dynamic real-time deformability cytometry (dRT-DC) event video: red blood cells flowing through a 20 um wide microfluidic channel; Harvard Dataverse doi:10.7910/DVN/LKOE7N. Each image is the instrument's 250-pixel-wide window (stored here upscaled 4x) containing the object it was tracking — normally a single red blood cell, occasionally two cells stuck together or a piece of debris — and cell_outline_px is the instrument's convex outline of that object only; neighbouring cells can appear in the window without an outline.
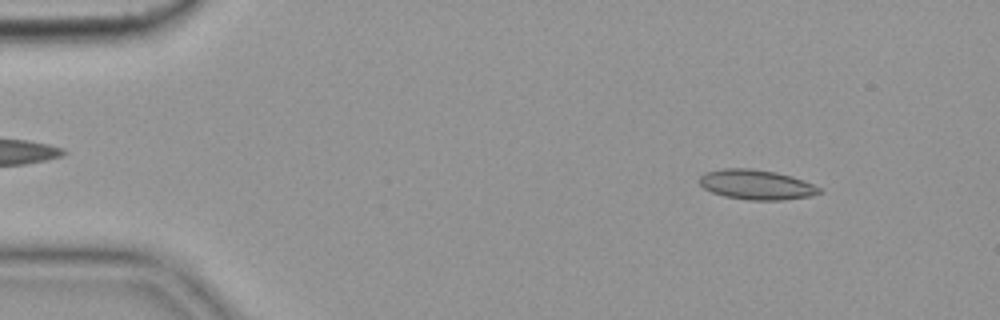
{"species": "common noctule bat (a hibernating species)", "species_latin": "Nyctalus noctula", "temperature_condition": "cold", "stored_images_in_passage": 54, "camera_frame_rate_fps": 3000, "um_per_image_px": 0.085, "animal": {"sex": "female", "body_mass_g": 19.9}, "frame": {"image": 1, "passage_image": 6, "time_ms": 1.667, "image_size_px": [1000, 320], "cell_outline_px": [[824, 192], [812, 196], [780, 200], [748, 200], [724, 196], [712, 192], [704, 188], [696, 180], [704, 172], [724, 168], [748, 168], [776, 172], [792, 176], [812, 184], [820, 188]], "centroid_in_image_um": [64.27, 15.69], "position_along_channel_um": 20.7, "area_um2": 20.98}}
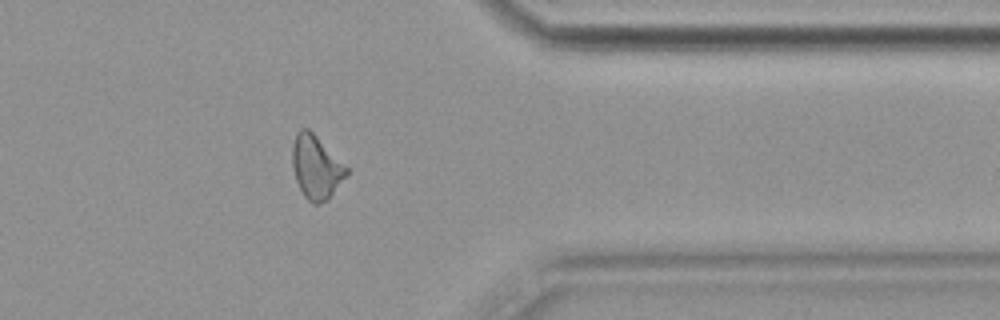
{"frame": {"image": 2, "passage_image": 44, "time_ms": 14.333, "image_size_px": [1000, 320], "cell_outline_px": [[348, 172], [328, 200], [316, 204], [312, 204], [304, 196], [296, 180], [292, 168], [292, 144], [296, 132], [300, 128], [308, 128], [348, 168]], "centroid_in_image_um": [26.83, 14.2], "position_along_channel_um": 384.6, "area_um2": 19.83}}
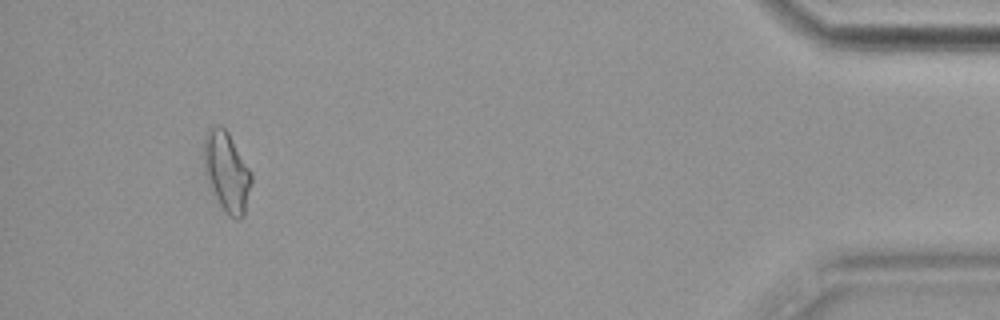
{"frame": {"image": 3, "passage_image": 51, "time_ms": 16.667, "image_size_px": [1000, 320], "cell_outline_px": [[252, 184], [244, 216], [240, 220], [236, 220], [228, 216], [220, 204], [204, 172], [204, 136], [208, 128], [220, 124], [228, 132], [252, 172]], "centroid_in_image_um": [19.3, 14.6], "position_along_channel_um": 415.9, "area_um2": 22.2}, "authors_computed_cell_mechanics": {"area_um2": 19.5653, "velocity_mm_per_s": 3.6486, "shape_relaxation_time_tau1_ms": 8.8131, "shape_relaxation_time_tau2_ms": 4.3219, "deformation_change_tau1": 0.1883, "deformation_change_tau2": 0.1359}}